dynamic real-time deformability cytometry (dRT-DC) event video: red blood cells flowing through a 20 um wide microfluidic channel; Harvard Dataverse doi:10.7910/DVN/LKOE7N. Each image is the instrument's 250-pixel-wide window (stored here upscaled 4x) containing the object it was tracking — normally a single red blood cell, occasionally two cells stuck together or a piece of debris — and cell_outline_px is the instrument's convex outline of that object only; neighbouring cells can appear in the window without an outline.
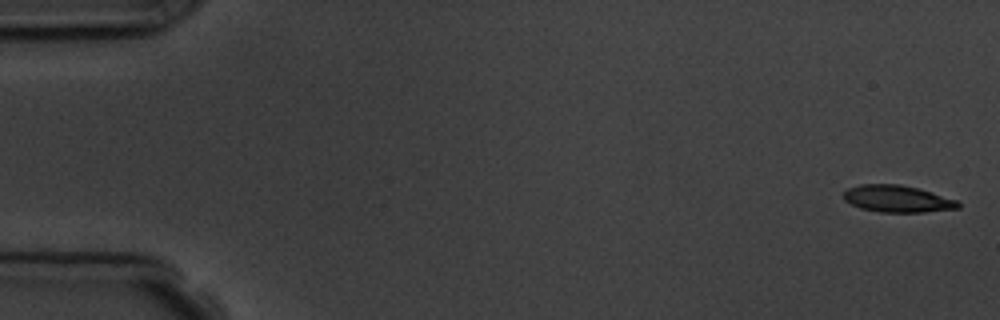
{"species": "common noctule bat (a hibernating species)", "species_latin": "Nyctalus noctula", "temperature_condition": "room temperature", "stored_images_in_passage": 6, "camera_frame_rate_fps": 3000, "um_per_image_px": 0.085, "animal": {"sex": "male", "body_mass_g": 19.5, "forearm_length_mm": 54.6}, "frame": {"image": 1, "passage_image": 1, "time_ms": 0.0, "image_size_px": [1000, 320], "cell_outline_px": [[960, 208], [924, 212], [880, 212], [860, 208], [844, 200], [844, 192], [848, 188], [860, 184], [900, 184], [932, 192], [956, 200], [960, 204]], "centroid_in_image_um": [76.27, 16.9], "position_along_channel_um": 8.7, "area_um2": 17.86}}
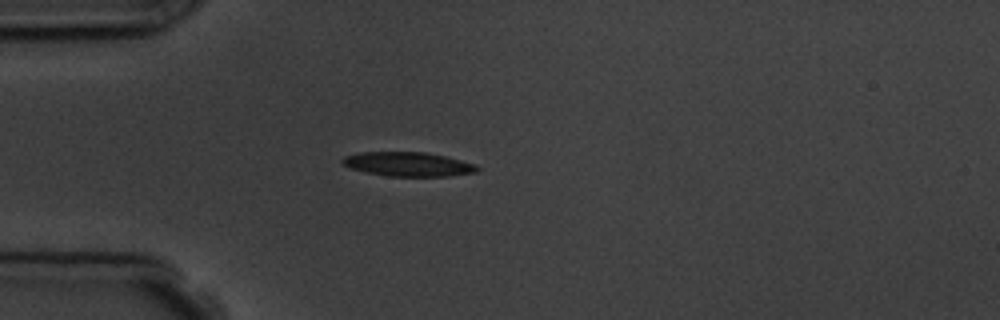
{"frame": {"image": 2, "passage_image": 5, "time_ms": 4.667, "image_size_px": [1000, 320], "cell_outline_px": [[480, 168], [476, 172], [448, 176], [388, 176], [364, 172], [352, 168], [344, 164], [340, 160], [344, 156], [360, 152], [424, 152], [444, 156], [476, 164]], "centroid_in_image_um": [34.68, 13.95], "position_along_channel_um": 50.3, "area_um2": 18.9}}